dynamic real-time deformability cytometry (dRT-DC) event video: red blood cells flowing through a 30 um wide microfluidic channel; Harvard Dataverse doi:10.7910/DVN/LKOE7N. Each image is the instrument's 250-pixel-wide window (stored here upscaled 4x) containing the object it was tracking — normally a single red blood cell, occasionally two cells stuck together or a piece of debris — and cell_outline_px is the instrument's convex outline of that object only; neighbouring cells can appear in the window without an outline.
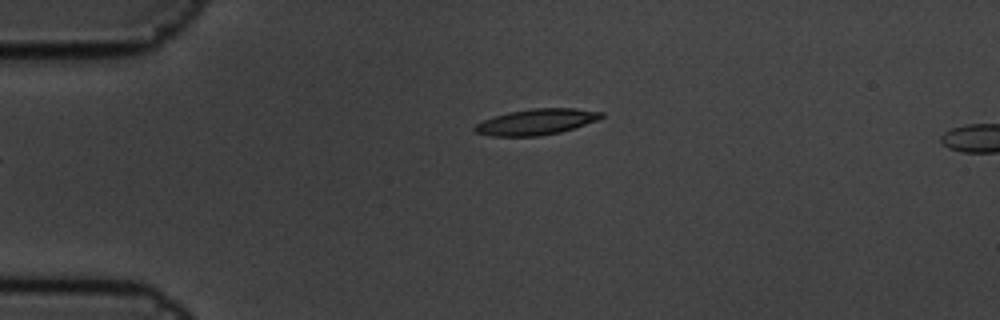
{"species": "common noctule bat (a hibernating species)", "species_latin": "Nyctalus noctula", "temperature_condition": "cold", "stored_images_in_passage": 5, "camera_frame_rate_fps": 3000, "um_per_image_px": 0.085, "animal": {"sex": "male", "body_mass_g": 19.5, "forearm_length_mm": 54.6}, "frame": {"image": 1, "passage_image": 5, "time_ms": 1.333, "image_size_px": [1000, 320], "cell_outline_px": [[604, 116], [596, 120], [560, 132], [540, 136], [492, 136], [476, 132], [472, 128], [476, 124], [484, 120], [508, 112], [532, 108], [576, 108], [604, 112]], "centroid_in_image_um": [45.59, 10.35], "position_along_channel_um": 39.4, "area_um2": 18.9}}